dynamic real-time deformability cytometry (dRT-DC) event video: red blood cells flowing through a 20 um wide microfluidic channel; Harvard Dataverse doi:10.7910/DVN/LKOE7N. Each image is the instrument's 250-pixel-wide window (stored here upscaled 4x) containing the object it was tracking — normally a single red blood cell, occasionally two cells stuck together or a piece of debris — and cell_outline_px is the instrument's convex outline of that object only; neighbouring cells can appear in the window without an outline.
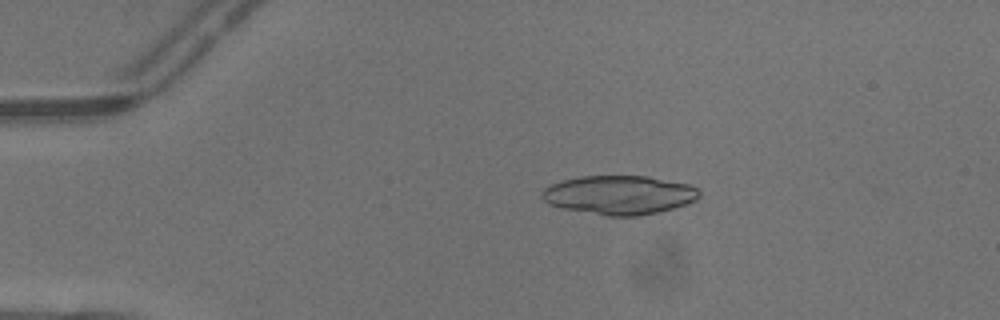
{"species": "common noctule bat (a hibernating species)", "species_latin": "Nyctalus noctula", "temperature_condition": "warm", "stored_images_in_passage": 3, "camera_frame_rate_fps": 3000, "um_per_image_px": 0.085, "animal": {"sex": "male", "body_mass_g": 13.3}, "frame": {"image": 1, "passage_image": 2, "time_ms": 0.333, "image_size_px": [1000, 320], "cell_outline_px": [[700, 196], [696, 200], [672, 208], [656, 212], [636, 216], [608, 216], [564, 208], [548, 204], [540, 196], [540, 192], [544, 188], [552, 184], [564, 180], [580, 176], [648, 176], [692, 184], [700, 192]], "centroid_in_image_um": [52.64, 16.56], "position_along_channel_um": 32.4, "area_um2": 35.6}}